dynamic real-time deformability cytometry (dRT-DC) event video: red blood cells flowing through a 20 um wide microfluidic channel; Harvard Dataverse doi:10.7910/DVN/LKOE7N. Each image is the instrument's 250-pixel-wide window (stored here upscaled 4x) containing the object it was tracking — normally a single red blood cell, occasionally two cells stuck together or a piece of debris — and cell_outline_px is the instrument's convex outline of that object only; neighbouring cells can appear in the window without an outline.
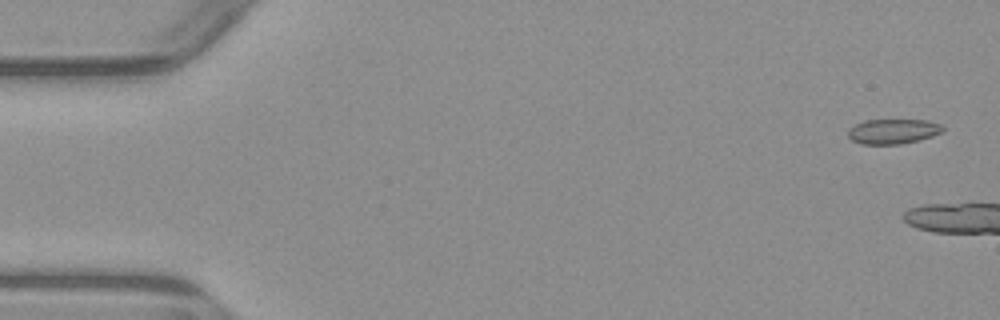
{"species": "common noctule bat (a hibernating species)", "species_latin": "Nyctalus noctula", "temperature_condition": "warm", "stored_images_in_passage": 6, "camera_frame_rate_fps": 3000, "um_per_image_px": 0.085, "animal": {"sex": "male", "body_mass_g": 23.1, "forearm_length_mm": 52.7}, "frame": {"image": 1, "passage_image": 1, "time_ms": 0.0, "image_size_px": [1000, 320], "cell_outline_px": [[944, 132], [920, 140], [900, 144], [860, 144], [852, 140], [848, 136], [848, 128], [864, 120], [928, 120], [940, 124], [944, 128]], "centroid_in_image_um": [75.91, 11.17], "position_along_channel_um": 9.1, "area_um2": 13.87}}